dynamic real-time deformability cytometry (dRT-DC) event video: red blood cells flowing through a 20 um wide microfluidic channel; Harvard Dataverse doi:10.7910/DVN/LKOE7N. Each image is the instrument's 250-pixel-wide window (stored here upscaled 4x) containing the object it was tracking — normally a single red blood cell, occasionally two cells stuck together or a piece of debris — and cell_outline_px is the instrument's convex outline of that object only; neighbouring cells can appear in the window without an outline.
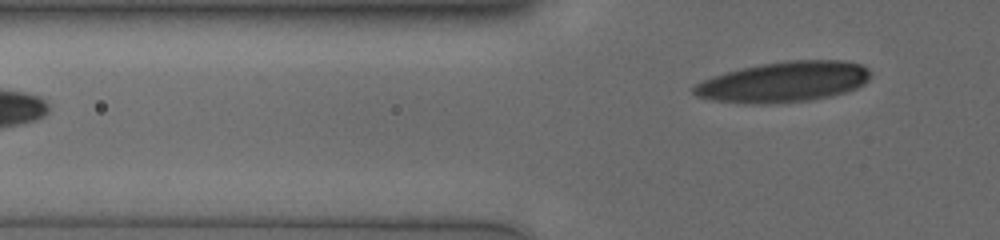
{"species": "human", "species_latin": "Homo sapiens", "temperature_condition": "cold", "stored_images_in_passage": 3, "segment_of_instrument_passage": [2, 2], "camera_frame_rate_fps": 3000, "um_per_image_px": 0.085, "donor": {"sex": "male"}, "frame": {"image": 1, "passage_image": 3, "time_ms": 0.667, "image_size_px": [1000, 240], "cell_outline_px": [[872, 72], [868, 80], [864, 84], [856, 88], [844, 92], [828, 96], [808, 100], [772, 104], [752, 104], [712, 100], [696, 96], [692, 92], [692, 88], [696, 84], [712, 76], [724, 72], [740, 68], [760, 64], [784, 60], [844, 60], [860, 64], [868, 68]], "centroid_in_image_um": [66.61, 6.95], "position_along_channel_um": 59.2, "area_um2": 41.91}}